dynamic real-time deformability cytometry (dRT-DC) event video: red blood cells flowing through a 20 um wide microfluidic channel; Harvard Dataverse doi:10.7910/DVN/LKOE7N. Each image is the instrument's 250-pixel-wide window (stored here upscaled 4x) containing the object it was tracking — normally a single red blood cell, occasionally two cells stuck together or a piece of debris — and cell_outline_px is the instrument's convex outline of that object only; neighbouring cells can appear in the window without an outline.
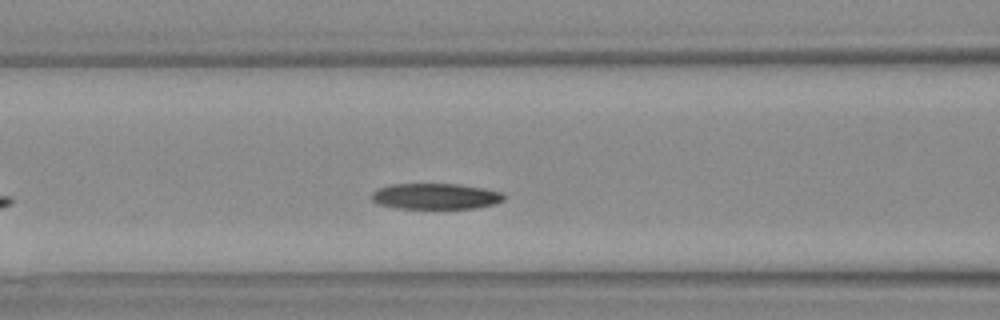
{"species": "Egyptian fruit bat (a non-hibernating species)", "species_latin": "Rousettus aegyptiacus", "temperature_condition": "warm", "stored_images_in_passage": 27, "camera_frame_rate_fps": 3000, "um_per_image_px": 0.085, "animal": {"sex": "female"}, "frame": {"image": 1, "passage_image": 8, "time_ms": 2.333, "image_size_px": [1000, 320], "cell_outline_px": [[504, 200], [492, 204], [476, 208], [396, 208], [380, 204], [372, 200], [372, 192], [376, 188], [392, 184], [460, 184], [484, 188], [500, 192], [504, 196]], "centroid_in_image_um": [37.0, 16.67], "position_along_channel_um": 129.6, "area_um2": 19.83}}